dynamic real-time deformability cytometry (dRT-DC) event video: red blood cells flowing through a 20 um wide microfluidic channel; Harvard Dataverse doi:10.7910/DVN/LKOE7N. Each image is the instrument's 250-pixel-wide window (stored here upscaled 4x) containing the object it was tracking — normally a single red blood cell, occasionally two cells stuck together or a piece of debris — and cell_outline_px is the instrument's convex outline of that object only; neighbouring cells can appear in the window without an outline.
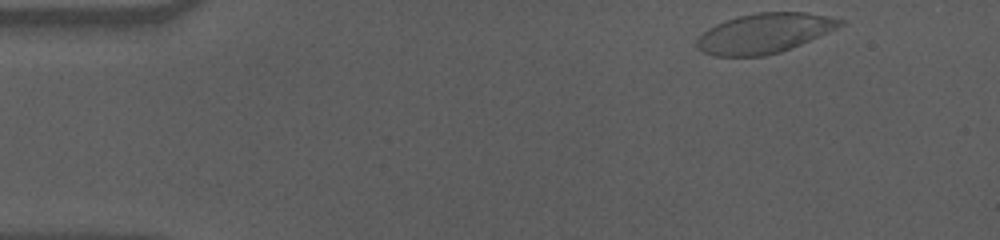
{"species": "human", "species_latin": "Homo sapiens", "temperature_condition": "cold", "stored_images_in_passage": 52, "camera_frame_rate_fps": 3000, "um_per_image_px": 0.085, "donor": {"sex": "male"}, "frame": {"image": 1, "passage_image": 1, "time_ms": 0.0, "image_size_px": [1000, 240], "cell_outline_px": [[844, 24], [828, 32], [800, 44], [780, 52], [764, 56], [716, 56], [704, 52], [696, 48], [696, 40], [708, 28], [716, 24], [740, 16], [756, 12], [804, 12], [828, 16], [844, 20]], "centroid_in_image_um": [64.96, 2.83], "position_along_channel_um": 20.0, "area_um2": 32.89}}
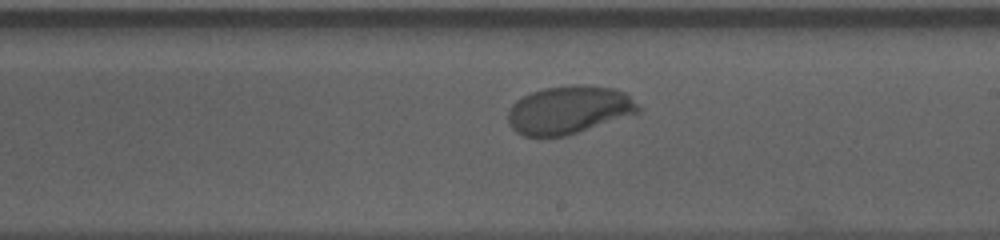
{"frame": {"image": 2, "passage_image": 28, "time_ms": 9.0, "image_size_px": [1000, 240], "cell_outline_px": [[640, 112], [564, 136], [524, 136], [516, 132], [508, 124], [508, 108], [516, 100], [532, 92], [544, 88], [572, 84], [580, 84], [612, 88], [624, 92], [640, 108]], "centroid_in_image_um": [48.3, 9.33], "position_along_channel_um": 240.7, "area_um2": 36.13}}
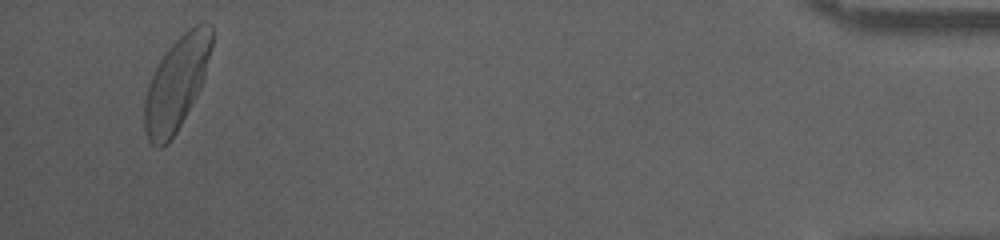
{"frame": {"image": 3, "passage_image": 50, "time_ms": 16.333, "image_size_px": [1000, 240], "cell_outline_px": [[212, 48], [204, 76], [200, 88], [196, 96], [176, 132], [168, 144], [160, 148], [156, 148], [148, 140], [144, 128], [144, 100], [148, 84], [160, 60], [168, 48], [184, 32], [196, 24], [212, 24]], "centroid_in_image_um": [14.99, 7.12], "position_along_channel_um": 420.2, "area_um2": 36.13}, "authors_computed_cell_mechanics": {"area_um2": 35.6337, "velocity_mm_per_s": 3.5071, "shape_relaxation_time_tau1_ms": 3.523, "shape_relaxation_time_tau2_ms": 2.978, "deformation_change_tau1": 0.1584, "deformation_change_tau2": 0.0563}}